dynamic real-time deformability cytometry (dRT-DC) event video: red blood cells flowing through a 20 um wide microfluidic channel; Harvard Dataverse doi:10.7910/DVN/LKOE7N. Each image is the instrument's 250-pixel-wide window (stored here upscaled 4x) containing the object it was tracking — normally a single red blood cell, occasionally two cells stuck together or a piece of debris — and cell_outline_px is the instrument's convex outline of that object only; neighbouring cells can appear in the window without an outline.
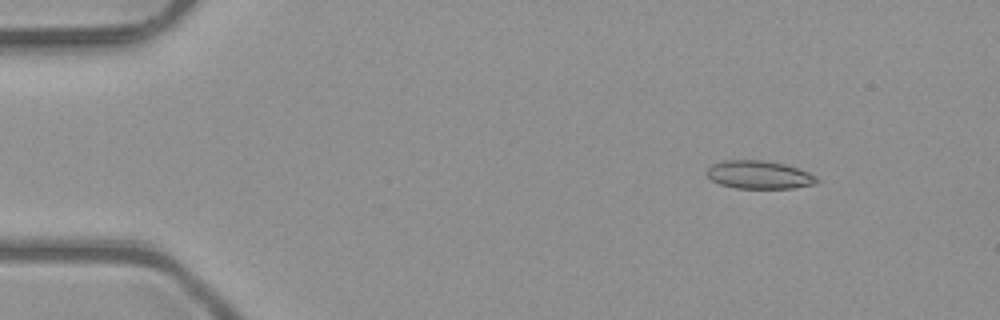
{"species": "common noctule bat (a hibernating species)", "species_latin": "Nyctalus noctula", "temperature_condition": "room temperature", "stored_images_in_passage": 7, "camera_frame_rate_fps": 3000, "um_per_image_px": 0.085, "animal": {"sex": "male", "body_mass_g": 23.1, "forearm_length_mm": 52.7}, "frame": {"image": 1, "passage_image": 2, "time_ms": 0.333, "image_size_px": [1000, 320], "cell_outline_px": [[820, 180], [816, 184], [792, 188], [736, 188], [720, 184], [712, 180], [704, 172], [712, 164], [724, 160], [764, 160], [784, 164], [808, 172], [816, 176]], "centroid_in_image_um": [64.51, 14.85], "position_along_channel_um": 20.5, "area_um2": 18.03}}
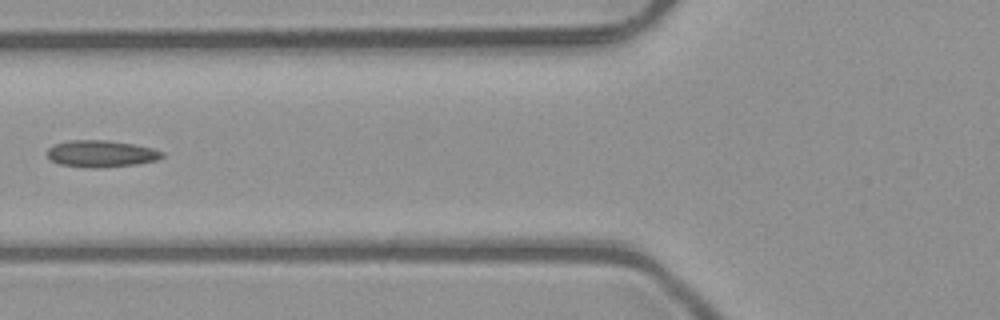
{"frame": {"image": 2, "passage_image": 6, "time_ms": 1.667, "image_size_px": [1000, 320], "cell_outline_px": [[164, 156], [156, 160], [136, 164], [96, 168], [84, 168], [60, 164], [52, 160], [48, 156], [48, 148], [56, 144], [68, 140], [108, 140], [132, 144], [152, 148], [164, 152]], "centroid_in_image_um": [8.6, 13.07], "position_along_channel_um": 117.2, "area_um2": 17.86}}
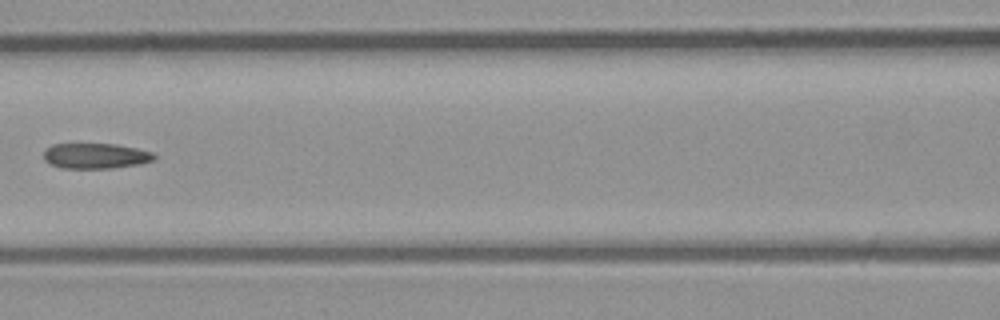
{"frame": {"image": 3, "passage_image": 7, "time_ms": 2.0, "image_size_px": [1000, 320], "cell_outline_px": [[156, 156], [152, 160], [140, 164], [112, 168], [60, 168], [44, 160], [44, 152], [52, 144], [116, 144], [136, 148], [152, 152]], "centroid_in_image_um": [8.12, 13.25], "position_along_channel_um": 158.5, "area_um2": 16.24}}